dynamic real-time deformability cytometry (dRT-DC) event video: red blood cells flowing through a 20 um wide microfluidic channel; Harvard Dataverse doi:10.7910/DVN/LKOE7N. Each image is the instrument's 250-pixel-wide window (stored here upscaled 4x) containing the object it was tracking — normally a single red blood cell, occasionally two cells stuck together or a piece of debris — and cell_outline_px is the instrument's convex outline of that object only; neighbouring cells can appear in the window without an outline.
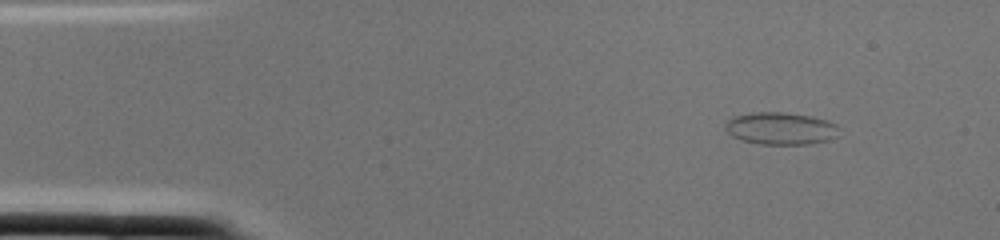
{"species": "common noctule bat (a hibernating species)", "species_latin": "Nyctalus noctula", "temperature_condition": "cold", "stored_images_in_passage": 1, "camera_frame_rate_fps": 3000, "um_per_image_px": 0.085, "animal": {"sex": "female", "body_mass_g": 22.0, "forearm_length_mm": 56.7}, "frame": {"image": 1, "passage_image": 1, "time_ms": 0.0, "image_size_px": [1000, 240], "cell_outline_px": [[840, 128], [836, 136], [828, 140], [808, 144], [760, 144], [740, 140], [732, 136], [724, 128], [724, 124], [732, 116], [752, 112], [784, 112], [812, 116], [828, 120], [836, 124]], "centroid_in_image_um": [66.34, 10.91], "position_along_channel_um": 18.7, "area_um2": 21.68}}